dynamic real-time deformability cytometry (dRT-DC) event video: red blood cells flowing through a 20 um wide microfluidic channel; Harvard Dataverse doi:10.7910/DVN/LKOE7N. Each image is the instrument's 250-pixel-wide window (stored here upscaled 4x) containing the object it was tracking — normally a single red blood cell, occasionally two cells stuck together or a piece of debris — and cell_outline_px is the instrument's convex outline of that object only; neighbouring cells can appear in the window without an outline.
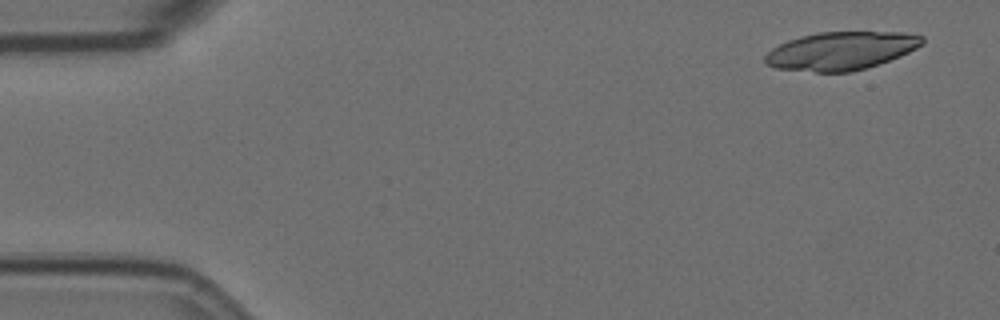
{"species": "Egyptian fruit bat (a non-hibernating species)", "species_latin": "Rousettus aegyptiacus", "temperature_condition": "room temperature", "stored_images_in_passage": 6, "camera_frame_rate_fps": 3000, "um_per_image_px": 0.085, "animal": {"sex": "female"}, "frame": {"image": 1, "passage_image": 1, "time_ms": 0.0, "image_size_px": [1000, 320], "cell_outline_px": [[924, 44], [900, 56], [880, 64], [852, 72], [816, 72], [776, 68], [768, 64], [764, 60], [764, 56], [772, 48], [788, 40], [800, 36], [816, 32], [904, 32], [924, 36]], "centroid_in_image_um": [71.51, 4.32], "position_along_channel_um": 13.5, "area_um2": 35.08}}